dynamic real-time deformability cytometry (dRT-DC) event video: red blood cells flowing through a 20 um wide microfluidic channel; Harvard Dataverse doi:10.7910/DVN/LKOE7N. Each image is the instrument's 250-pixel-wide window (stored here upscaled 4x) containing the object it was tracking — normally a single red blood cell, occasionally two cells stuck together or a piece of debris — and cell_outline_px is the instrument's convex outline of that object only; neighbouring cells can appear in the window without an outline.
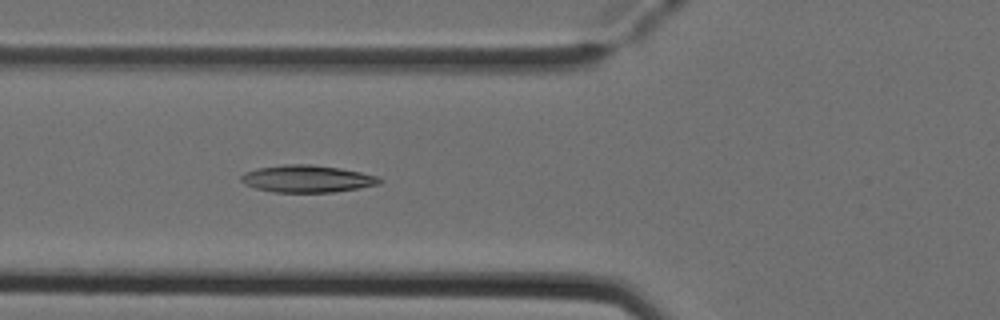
{"species": "Egyptian fruit bat (a non-hibernating species)", "species_latin": "Rousettus aegyptiacus", "temperature_condition": "cold", "stored_images_in_passage": 5, "camera_frame_rate_fps": 3000, "um_per_image_px": 0.085, "animal": {"sex": "female"}, "frame": {"image": 1, "passage_image": 5, "time_ms": 1.333, "image_size_px": [1000, 320], "cell_outline_px": [[384, 180], [380, 184], [360, 188], [336, 192], [272, 192], [256, 188], [244, 184], [240, 180], [240, 176], [244, 172], [256, 168], [284, 164], [308, 164], [340, 168], [360, 172], [376, 176]], "centroid_in_image_um": [26.09, 15.2], "position_along_channel_um": 99.7, "area_um2": 22.08}}